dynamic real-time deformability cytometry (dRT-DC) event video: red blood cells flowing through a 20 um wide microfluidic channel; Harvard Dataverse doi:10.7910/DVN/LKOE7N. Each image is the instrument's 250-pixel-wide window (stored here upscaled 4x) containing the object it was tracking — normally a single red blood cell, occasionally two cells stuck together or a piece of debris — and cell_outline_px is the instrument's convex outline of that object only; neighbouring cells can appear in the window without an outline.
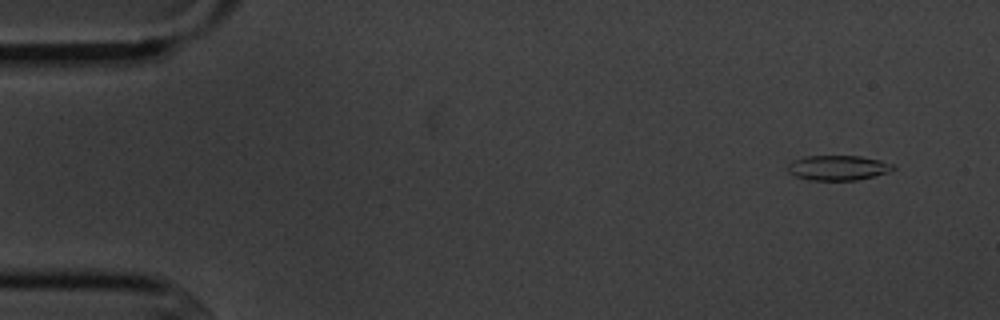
{"species": "common noctule bat (a hibernating species)", "species_latin": "Nyctalus noctula", "temperature_condition": "cold", "stored_images_in_passage": 6, "camera_frame_rate_fps": 3000, "um_per_image_px": 0.085, "animal": {"sex": "male", "body_mass_g": 20.1, "forearm_length_mm": 53.5}, "frame": {"image": 1, "passage_image": 1, "time_ms": 0.0, "image_size_px": [1000, 320], "cell_outline_px": [[896, 168], [888, 172], [856, 180], [808, 180], [796, 176], [788, 172], [788, 164], [792, 160], [804, 156], [860, 156], [880, 160], [892, 164]], "centroid_in_image_um": [71.2, 14.26], "position_along_channel_um": 13.8, "area_um2": 15.26}}
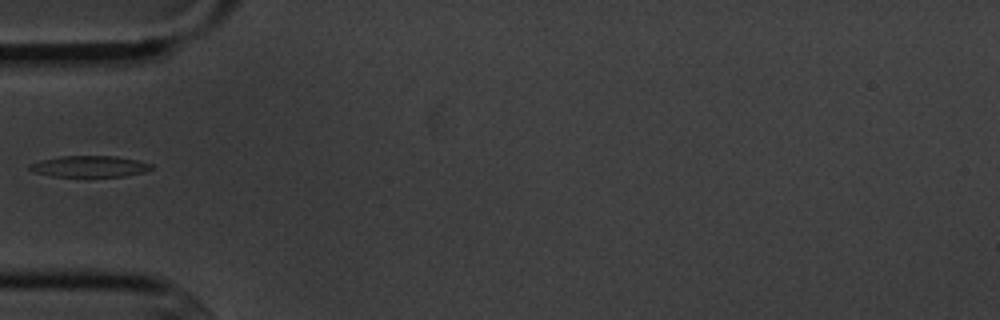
{"frame": {"image": 2, "passage_image": 5, "time_ms": 4.667, "image_size_px": [1000, 320], "cell_outline_px": [[152, 168], [144, 172], [124, 176], [88, 180], [52, 176], [36, 172], [28, 168], [28, 164], [60, 156], [116, 156], [136, 160], [152, 164]], "centroid_in_image_um": [7.62, 14.2], "position_along_channel_um": 77.4, "area_um2": 15.84}}
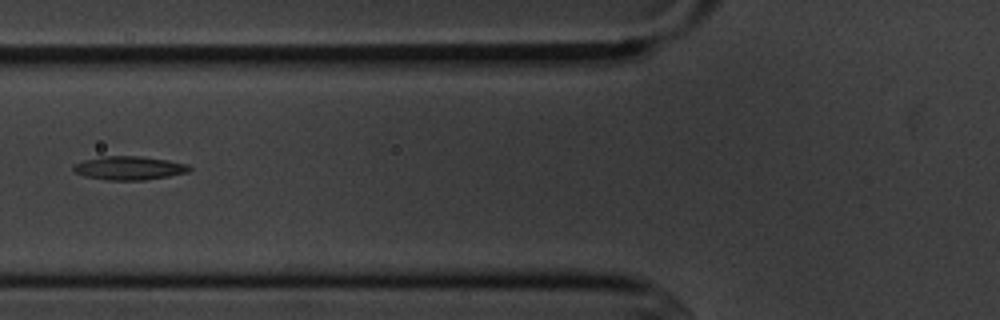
{"frame": {"image": 3, "passage_image": 6, "time_ms": 5.667, "image_size_px": [1000, 320], "cell_outline_px": [[192, 168], [188, 172], [168, 176], [144, 180], [108, 180], [84, 176], [76, 172], [72, 168], [76, 164], [84, 160], [100, 156], [140, 156], [168, 160], [188, 164]], "centroid_in_image_um": [10.99, 14.28], "position_along_channel_um": 114.8, "area_um2": 15.9}}